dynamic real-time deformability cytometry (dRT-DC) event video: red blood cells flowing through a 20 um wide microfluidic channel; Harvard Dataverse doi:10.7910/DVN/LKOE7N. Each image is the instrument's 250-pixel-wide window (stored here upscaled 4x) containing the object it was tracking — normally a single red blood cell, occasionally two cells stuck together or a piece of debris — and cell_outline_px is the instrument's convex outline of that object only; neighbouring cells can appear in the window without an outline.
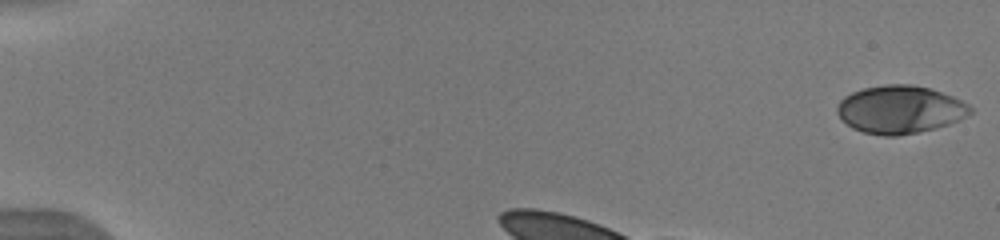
{"species": "human", "species_latin": "Homo sapiens", "temperature_condition": "warm", "stored_images_in_passage": 10, "camera_frame_rate_fps": 3000, "um_per_image_px": 0.085, "donor": {"sex": "male"}, "frame": {"image": 1, "passage_image": 1, "time_ms": 0.0, "image_size_px": [1000, 240], "cell_outline_px": [[972, 112], [948, 124], [936, 128], [920, 132], [896, 136], [884, 136], [864, 132], [852, 128], [836, 112], [836, 108], [840, 100], [844, 96], [852, 92], [864, 88], [884, 84], [912, 84], [928, 88], [952, 96], [968, 104], [972, 108]], "centroid_in_image_um": [76.47, 9.31], "position_along_channel_um": 8.5, "area_um2": 36.93}}